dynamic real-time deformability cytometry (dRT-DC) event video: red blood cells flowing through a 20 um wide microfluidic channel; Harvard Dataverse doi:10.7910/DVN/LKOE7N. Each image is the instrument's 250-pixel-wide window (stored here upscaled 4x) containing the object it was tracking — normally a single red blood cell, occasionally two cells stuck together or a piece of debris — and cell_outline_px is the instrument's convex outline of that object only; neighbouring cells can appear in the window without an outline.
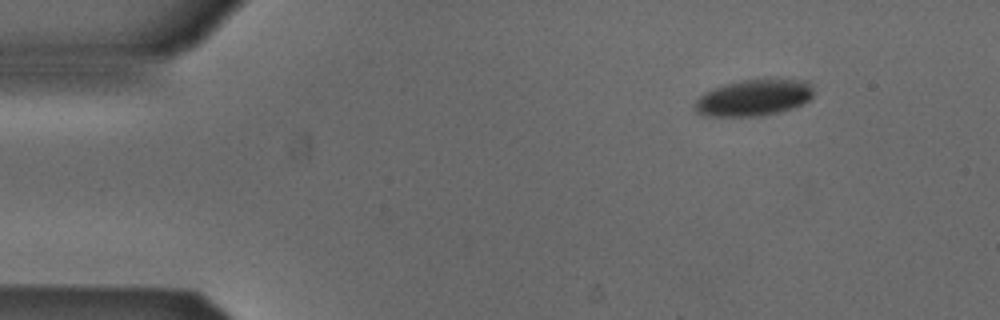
{"species": "Egyptian fruit bat (a non-hibernating species)", "species_latin": "Rousettus aegyptiacus", "temperature_condition": "cold", "stored_images_in_passage": 41, "camera_frame_rate_fps": 3000, "um_per_image_px": 0.085, "animal": {"sex": "male"}, "frame": {"image": 1, "passage_image": 1, "time_ms": 0.0, "image_size_px": [1000, 320], "cell_outline_px": [[812, 96], [804, 104], [780, 112], [764, 116], [704, 116], [696, 112], [692, 108], [692, 104], [704, 92], [712, 88], [724, 84], [740, 80], [808, 80], [812, 84]], "centroid_in_image_um": [64.03, 8.32], "position_along_channel_um": 21.0, "area_um2": 25.43}}
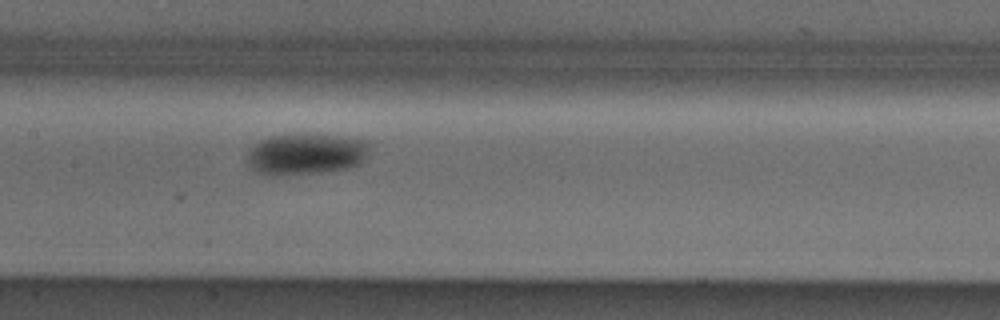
{"frame": {"image": 2, "passage_image": 20, "time_ms": 6.333, "image_size_px": [1000, 320], "cell_outline_px": [[368, 156], [360, 164], [348, 168], [320, 172], [260, 172], [252, 168], [248, 164], [248, 148], [260, 140], [268, 136], [292, 132], [304, 132], [340, 136], [368, 140]], "centroid_in_image_um": [26.05, 13.0], "position_along_channel_um": 181.3, "area_um2": 29.3}}
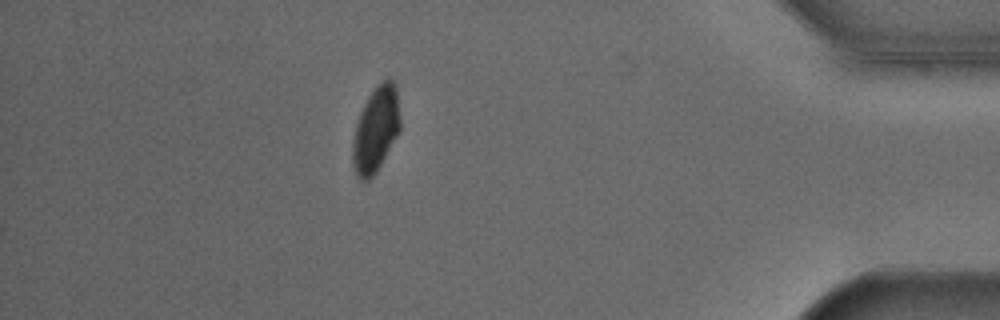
{"frame": {"image": 3, "passage_image": 41, "time_ms": 13.333, "image_size_px": [1000, 320], "cell_outline_px": [[400, 132], [376, 172], [368, 180], [360, 180], [356, 176], [352, 164], [352, 144], [356, 124], [360, 112], [368, 96], [376, 84], [388, 76], [396, 84], [400, 120]], "centroid_in_image_um": [31.95, 10.98], "position_along_channel_um": 403.3, "area_um2": 23.99}, "authors_computed_cell_mechanics": {"area_um2": 28.322, "velocity_mm_per_s": 3.8513, "shape_relaxation_time_tau1_ms": 3.4754, "shape_relaxation_time_tau2_ms": null, "deformation_change_tau1": 0.0893, "deformation_change_tau2": null}}